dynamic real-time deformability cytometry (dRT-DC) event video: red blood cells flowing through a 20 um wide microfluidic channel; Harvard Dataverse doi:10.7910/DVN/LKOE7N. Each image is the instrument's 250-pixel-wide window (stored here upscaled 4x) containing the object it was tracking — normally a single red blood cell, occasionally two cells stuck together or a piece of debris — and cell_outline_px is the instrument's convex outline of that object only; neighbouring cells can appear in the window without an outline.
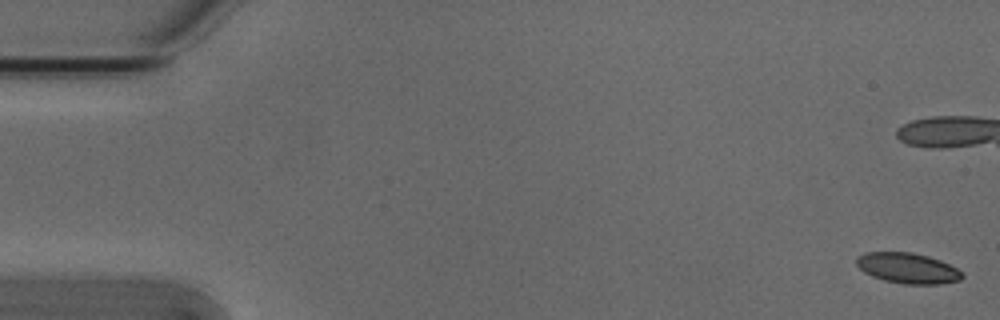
{"species": "Egyptian fruit bat (a non-hibernating species)", "species_latin": "Rousettus aegyptiacus", "temperature_condition": "cold", "stored_images_in_passage": 8, "camera_frame_rate_fps": 3000, "um_per_image_px": 0.085, "animal": {"sex": "male"}, "frame": {"image": 1, "passage_image": 1, "time_ms": 0.0, "image_size_px": [1000, 320], "cell_outline_px": [[964, 276], [960, 280], [940, 284], [904, 284], [884, 280], [872, 276], [864, 272], [856, 264], [856, 256], [864, 252], [912, 252], [928, 256], [940, 260], [964, 272]], "centroid_in_image_um": [77.15, 22.79], "position_along_channel_um": 7.8, "area_um2": 18.9}}